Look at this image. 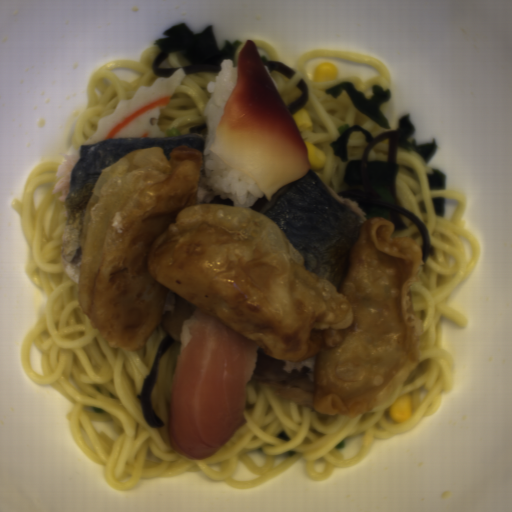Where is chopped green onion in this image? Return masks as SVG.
<instances>
[{
    "label": "chopped green onion",
    "instance_id": "1",
    "mask_svg": "<svg viewBox=\"0 0 512 512\" xmlns=\"http://www.w3.org/2000/svg\"><path fill=\"white\" fill-rule=\"evenodd\" d=\"M165 135H182V132L181 130L179 129L178 126H171L170 128H168L166 131H165Z\"/></svg>",
    "mask_w": 512,
    "mask_h": 512
}]
</instances>
